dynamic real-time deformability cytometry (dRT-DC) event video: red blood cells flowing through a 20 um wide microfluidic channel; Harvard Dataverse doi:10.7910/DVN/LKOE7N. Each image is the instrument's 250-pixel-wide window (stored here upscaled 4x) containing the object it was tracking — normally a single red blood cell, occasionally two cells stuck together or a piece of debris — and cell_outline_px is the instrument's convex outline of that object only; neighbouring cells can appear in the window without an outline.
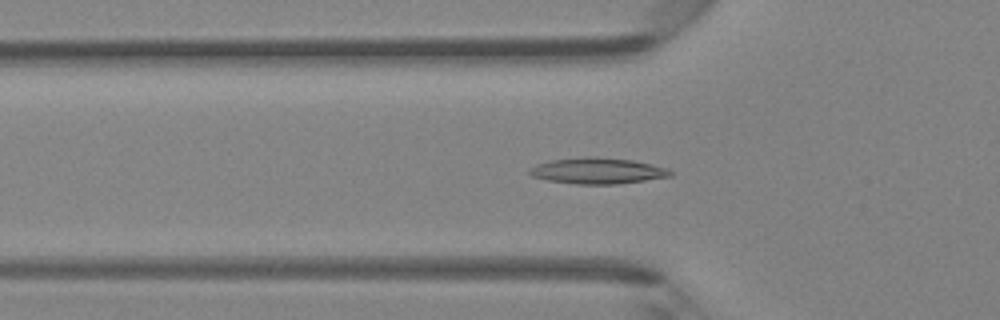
{"species": "Egyptian fruit bat (a non-hibernating species)", "species_latin": "Rousettus aegyptiacus", "temperature_condition": "room temperature", "stored_images_in_passage": 47, "camera_frame_rate_fps": 3000, "um_per_image_px": 0.085, "animal": {"sex": "female"}, "frame": {"image": 1, "passage_image": 16, "time_ms": 5.0, "image_size_px": [1000, 320], "cell_outline_px": [[672, 176], [616, 184], [576, 184], [548, 180], [532, 176], [528, 172], [528, 168], [536, 164], [552, 160], [588, 156], [592, 156], [632, 160], [668, 168], [672, 172]], "centroid_in_image_um": [50.77, 14.51], "position_along_channel_um": 75.0, "area_um2": 21.27}}
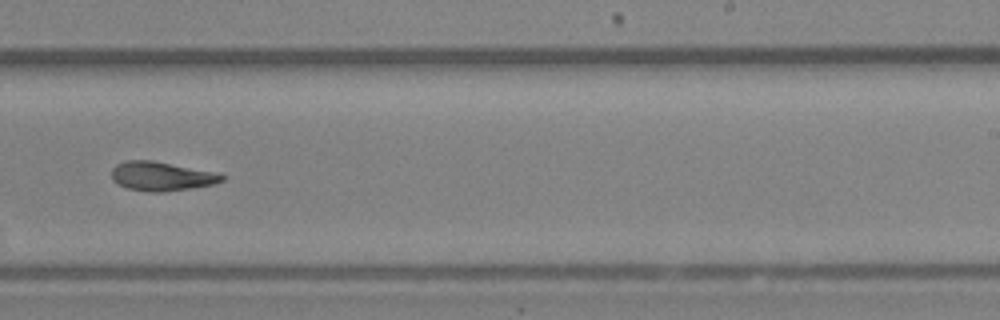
{"frame": {"image": 2, "passage_image": 30, "time_ms": 9.667, "image_size_px": [1000, 320], "cell_outline_px": [[224, 180], [212, 184], [164, 192], [152, 192], [128, 188], [116, 184], [112, 180], [112, 168], [116, 164], [124, 160], [152, 160], [220, 172], [224, 176]], "centroid_in_image_um": [13.72, 14.96], "position_along_channel_um": 275.3, "area_um2": 18.84}}
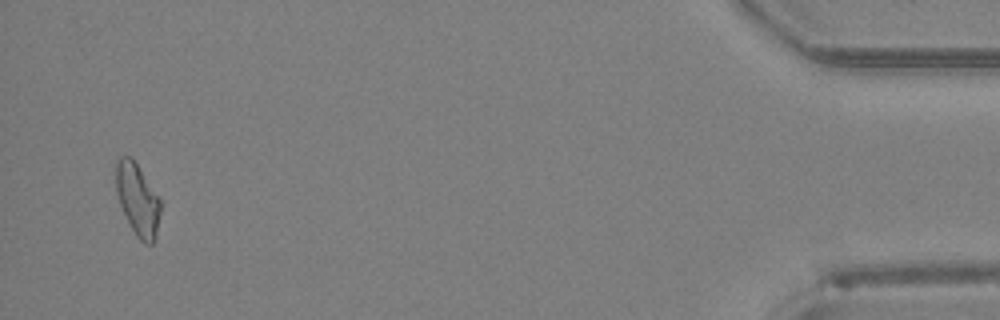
{"frame": {"image": 3, "passage_image": 46, "time_ms": 15.0, "image_size_px": [1000, 320], "cell_outline_px": [[160, 212], [156, 240], [152, 244], [144, 244], [136, 236], [120, 204], [116, 192], [116, 160], [120, 156], [132, 156], [160, 200]], "centroid_in_image_um": [11.7, 16.96], "position_along_channel_um": 423.5, "area_um2": 18.55}, "authors_computed_cell_mechanics": {"area_um2": 18.785, "velocity_mm_per_s": 4.3145, "shape_relaxation_time_tau1_ms": 9.3193, "shape_relaxation_time_tau2_ms": 4.9954, "deformation_change_tau1": 0.2435, "deformation_change_tau2": 0.1453}}